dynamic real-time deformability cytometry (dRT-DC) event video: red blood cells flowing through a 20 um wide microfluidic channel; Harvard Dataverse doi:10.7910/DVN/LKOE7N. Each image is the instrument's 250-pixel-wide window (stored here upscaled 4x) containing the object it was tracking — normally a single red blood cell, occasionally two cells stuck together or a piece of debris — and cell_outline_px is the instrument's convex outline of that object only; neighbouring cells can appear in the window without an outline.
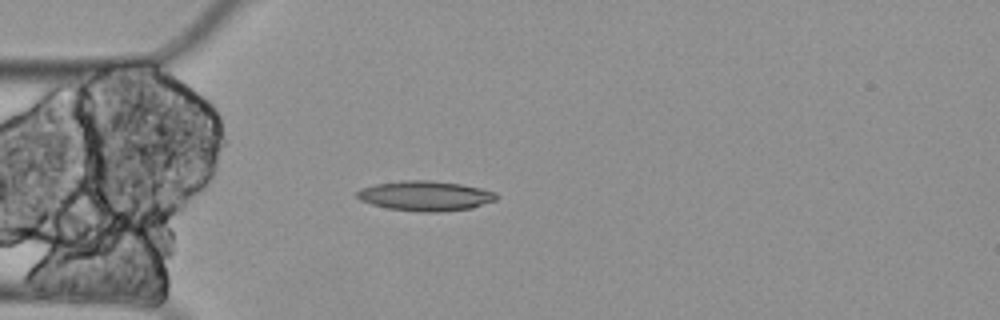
{"species": "Egyptian fruit bat (a non-hibernating species)", "species_latin": "Rousettus aegyptiacus", "temperature_condition": "cold", "stored_images_in_passage": 5, "camera_frame_rate_fps": 3000, "um_per_image_px": 0.085, "animal": {"sex": "female"}, "frame": {"image": 1, "passage_image": 4, "time_ms": 1.0, "image_size_px": [1000, 320], "cell_outline_px": [[500, 196], [496, 200], [472, 208], [440, 212], [424, 212], [388, 208], [372, 204], [360, 200], [356, 196], [356, 192], [360, 188], [376, 184], [404, 180], [432, 180], [460, 184], [480, 188], [496, 192]], "centroid_in_image_um": [36.18, 16.64], "position_along_channel_um": 48.8, "area_um2": 24.33}}